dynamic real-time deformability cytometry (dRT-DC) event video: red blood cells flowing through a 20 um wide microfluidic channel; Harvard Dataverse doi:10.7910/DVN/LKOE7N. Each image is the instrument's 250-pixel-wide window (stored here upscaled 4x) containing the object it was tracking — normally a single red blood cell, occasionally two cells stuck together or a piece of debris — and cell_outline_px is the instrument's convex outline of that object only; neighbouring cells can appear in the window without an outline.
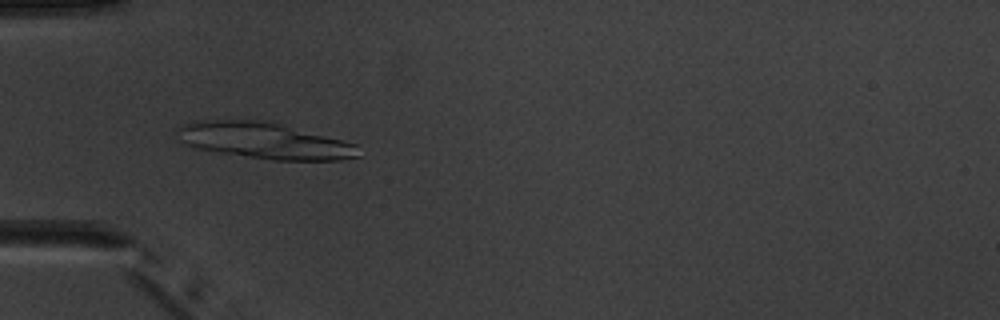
{"species": "common noctule bat (a hibernating species)", "species_latin": "Nyctalus noctula", "temperature_condition": "warm", "stored_images_in_passage": 5, "camera_frame_rate_fps": 3000, "um_per_image_px": 0.085, "animal": {"sex": "male", "body_mass_g": 20.1, "forearm_length_mm": 53.5}, "frame": {"image": 1, "passage_image": 5, "time_ms": 5.333, "image_size_px": [1000, 320], "cell_outline_px": [[360, 156], [340, 160], [272, 160], [220, 152], [196, 148], [180, 140], [172, 128], [196, 120], [272, 120], [356, 144]], "centroid_in_image_um": [22.45, 11.93], "position_along_channel_um": 62.5, "area_um2": 38.61}}